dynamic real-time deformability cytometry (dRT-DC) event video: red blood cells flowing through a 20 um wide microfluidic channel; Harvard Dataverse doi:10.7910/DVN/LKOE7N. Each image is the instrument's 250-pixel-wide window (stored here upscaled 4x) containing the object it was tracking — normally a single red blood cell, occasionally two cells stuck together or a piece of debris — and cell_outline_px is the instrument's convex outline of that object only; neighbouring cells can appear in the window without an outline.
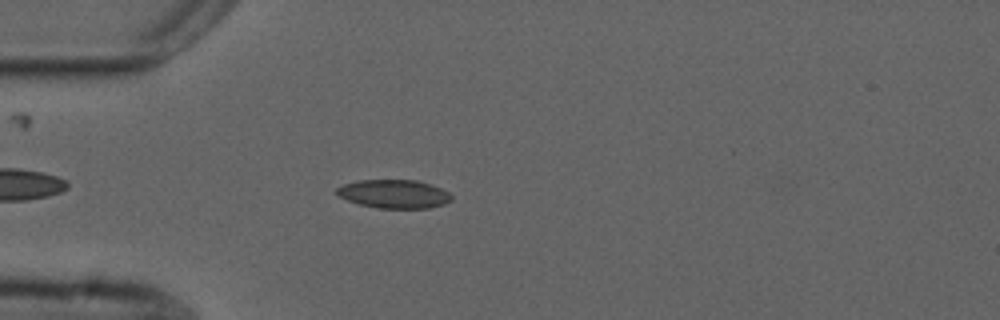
{"species": "common noctule bat (a hibernating species)", "species_latin": "Nyctalus noctula", "temperature_condition": "cold", "stored_images_in_passage": 46, "camera_frame_rate_fps": 3000, "um_per_image_px": 0.085, "animal": {"sex": "male", "forearm_length_mm": 52.5}, "frame": {"image": 1, "passage_image": 7, "time_ms": 2.0, "image_size_px": [1000, 320], "cell_outline_px": [[452, 200], [444, 204], [428, 208], [380, 208], [360, 204], [348, 200], [340, 196], [336, 192], [336, 188], [344, 184], [360, 180], [416, 180], [432, 184], [448, 192], [452, 196]], "centroid_in_image_um": [33.52, 16.48], "position_along_channel_um": 51.5, "area_um2": 18.96}}
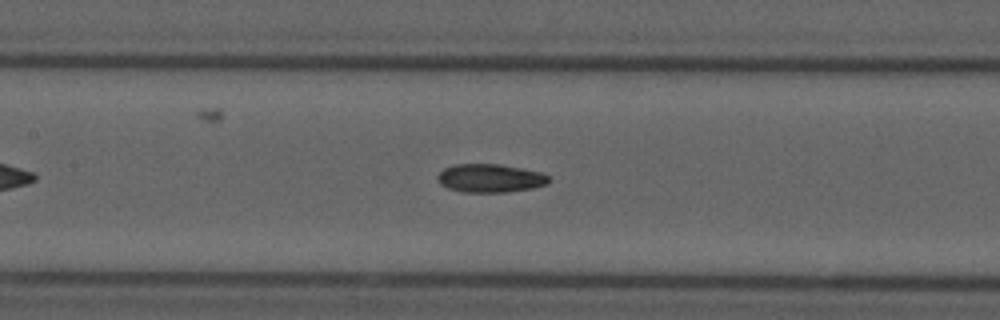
{"frame": {"image": 2, "passage_image": 17, "time_ms": 5.333, "image_size_px": [1000, 320], "cell_outline_px": [[552, 180], [548, 184], [532, 188], [504, 192], [464, 192], [448, 188], [440, 184], [436, 176], [444, 168], [456, 164], [500, 164], [540, 172], [548, 176]], "centroid_in_image_um": [41.67, 15.14], "position_along_channel_um": 165.7, "area_um2": 18.38}}
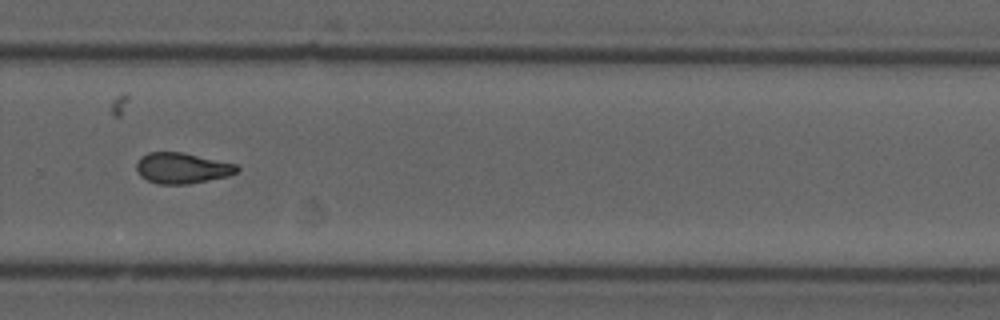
{"frame": {"image": 3, "passage_image": 29, "time_ms": 9.333, "image_size_px": [1000, 320], "cell_outline_px": [[240, 168], [236, 172], [228, 176], [188, 184], [156, 184], [140, 176], [136, 172], [136, 164], [140, 156], [148, 152], [184, 152], [236, 164]], "centroid_in_image_um": [15.44, 14.28], "position_along_channel_um": 314.4, "area_um2": 18.15}, "authors_computed_cell_mechanics": {"area_um2": 18.2937, "velocity_mm_per_s": 3.7278, "shape_relaxation_time_tau1_ms": 11.0686, "shape_relaxation_time_tau2_ms": 2.3678, "deformation_change_tau1": 0.2381, "deformation_change_tau2": 0.0847}}